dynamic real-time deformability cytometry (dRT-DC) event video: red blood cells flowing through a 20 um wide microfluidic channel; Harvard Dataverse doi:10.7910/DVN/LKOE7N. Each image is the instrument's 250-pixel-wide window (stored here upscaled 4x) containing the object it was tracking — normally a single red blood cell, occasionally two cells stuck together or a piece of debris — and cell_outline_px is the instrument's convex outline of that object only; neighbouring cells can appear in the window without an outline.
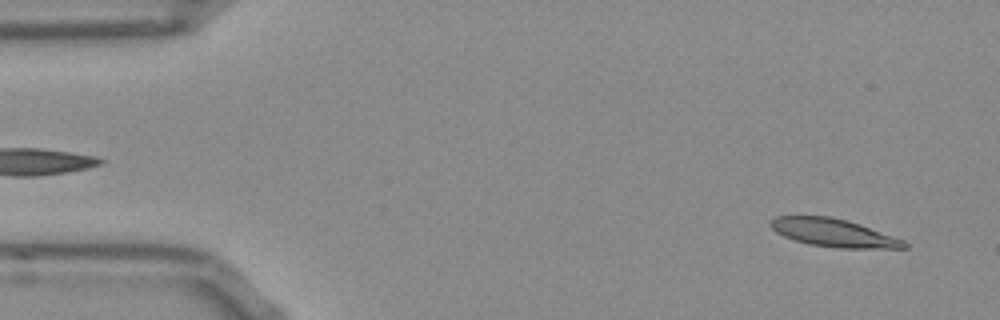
{"species": "Egyptian fruit bat (a non-hibernating species)", "species_latin": "Rousettus aegyptiacus", "temperature_condition": "room temperature", "stored_images_in_passage": 51, "camera_frame_rate_fps": 3000, "um_per_image_px": 0.085, "frame": {"image": 1, "passage_image": 3, "time_ms": 0.667, "image_size_px": [1000, 320], "cell_outline_px": [[908, 248], [840, 248], [812, 244], [796, 240], [784, 236], [776, 232], [768, 224], [776, 216], [828, 216], [848, 220], [860, 224], [904, 240], [908, 244]], "centroid_in_image_um": [70.87, 19.78], "position_along_channel_um": 14.1, "area_um2": 21.56}}
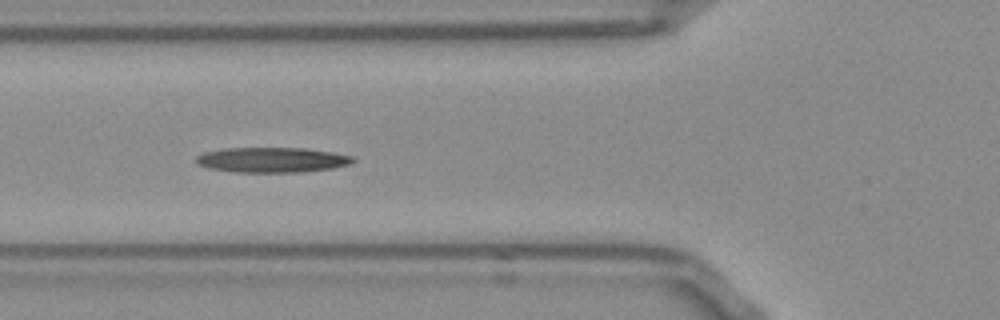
{"frame": {"image": 2, "passage_image": 18, "time_ms": 5.667, "image_size_px": [1000, 320], "cell_outline_px": [[356, 160], [352, 164], [332, 168], [300, 172], [232, 172], [208, 168], [196, 164], [196, 156], [204, 152], [224, 148], [304, 148], [332, 152], [356, 156]], "centroid_in_image_um": [23.14, 13.59], "position_along_channel_um": 102.7, "area_um2": 23.18}}
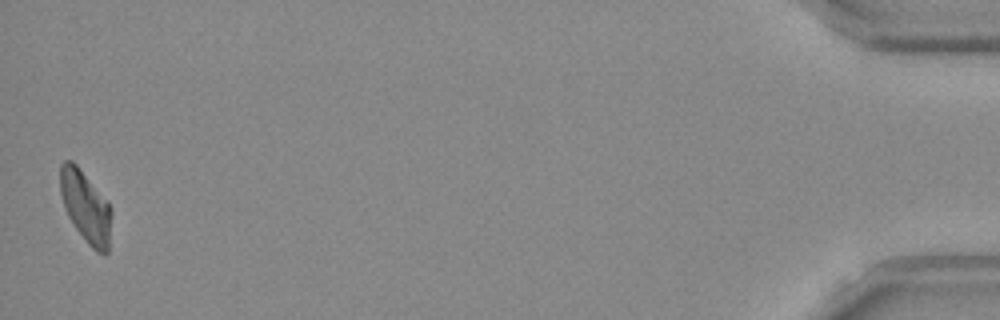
{"frame": {"image": 3, "passage_image": 51, "time_ms": 16.667, "image_size_px": [1000, 320], "cell_outline_px": [[112, 212], [108, 252], [104, 256], [96, 252], [88, 244], [76, 228], [68, 216], [64, 208], [60, 192], [60, 164], [64, 160], [72, 160], [76, 164], [108, 200], [112, 208]], "centroid_in_image_um": [7.3, 17.57], "position_along_channel_um": 427.9, "area_um2": 21.68}}